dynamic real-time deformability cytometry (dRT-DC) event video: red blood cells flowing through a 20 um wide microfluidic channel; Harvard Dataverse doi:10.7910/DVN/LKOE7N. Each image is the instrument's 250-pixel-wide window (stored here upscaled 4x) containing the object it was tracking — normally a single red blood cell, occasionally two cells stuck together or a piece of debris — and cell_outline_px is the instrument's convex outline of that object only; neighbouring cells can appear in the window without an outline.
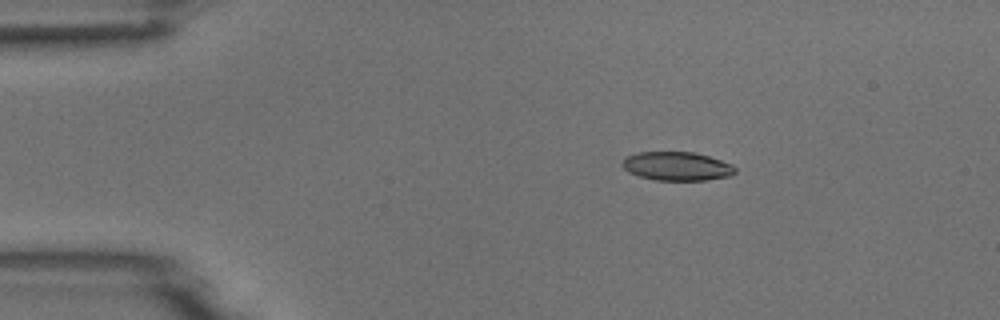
{"species": "common noctule bat (a hibernating species)", "species_latin": "Nyctalus noctula", "temperature_condition": "room temperature", "stored_images_in_passage": 9, "camera_frame_rate_fps": 3000, "um_per_image_px": 0.085, "animal": {"sex": "male", "body_mass_g": 18.8}, "frame": {"image": 1, "passage_image": 3, "time_ms": 2.333, "image_size_px": [1000, 320], "cell_outline_px": [[736, 172], [732, 176], [708, 180], [656, 180], [640, 176], [628, 172], [620, 164], [628, 156], [636, 152], [692, 152], [708, 156], [732, 164], [736, 168]], "centroid_in_image_um": [57.56, 14.13], "position_along_channel_um": 27.4, "area_um2": 18.9}}